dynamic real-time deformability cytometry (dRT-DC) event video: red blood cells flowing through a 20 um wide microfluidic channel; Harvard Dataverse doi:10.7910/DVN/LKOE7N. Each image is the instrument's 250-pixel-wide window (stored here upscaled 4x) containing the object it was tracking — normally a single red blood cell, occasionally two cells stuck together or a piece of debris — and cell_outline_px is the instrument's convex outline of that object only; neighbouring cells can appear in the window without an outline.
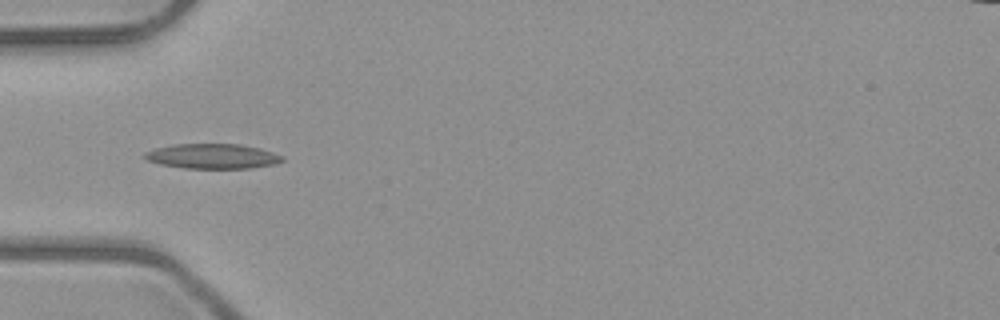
{"species": "common noctule bat (a hibernating species)", "species_latin": "Nyctalus noctula", "temperature_condition": "room temperature", "stored_images_in_passage": 5, "camera_frame_rate_fps": 3000, "um_per_image_px": 0.085, "animal": {"sex": "male", "body_mass_g": 23.1, "forearm_length_mm": 52.7}, "frame": {"image": 1, "passage_image": 5, "time_ms": 4.667, "image_size_px": [1000, 320], "cell_outline_px": [[284, 160], [276, 164], [252, 168], [184, 168], [160, 164], [148, 160], [144, 156], [144, 152], [156, 148], [176, 144], [240, 144], [260, 148], [284, 156]], "centroid_in_image_um": [18.1, 13.28], "position_along_channel_um": 66.9, "area_um2": 19.94}}